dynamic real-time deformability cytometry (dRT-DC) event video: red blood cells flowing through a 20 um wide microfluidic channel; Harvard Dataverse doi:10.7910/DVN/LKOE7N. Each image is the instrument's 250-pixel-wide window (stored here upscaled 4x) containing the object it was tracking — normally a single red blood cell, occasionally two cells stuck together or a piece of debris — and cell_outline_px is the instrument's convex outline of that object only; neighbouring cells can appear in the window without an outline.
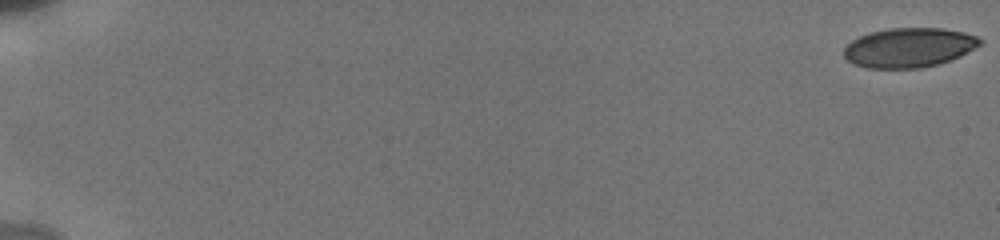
{"species": "human", "species_latin": "Homo sapiens", "temperature_condition": "cold", "stored_images_in_passage": 10, "camera_frame_rate_fps": 3000, "um_per_image_px": 0.085, "donor": {"sex": "male"}, "frame": {"image": 1, "passage_image": 1, "time_ms": 0.0, "image_size_px": [1000, 240], "cell_outline_px": [[984, 44], [952, 60], [920, 68], [868, 68], [856, 64], [848, 60], [844, 56], [844, 48], [852, 40], [868, 32], [888, 28], [944, 28], [964, 32], [976, 36], [984, 40]], "centroid_in_image_um": [77.31, 4.03], "position_along_channel_um": 7.7, "area_um2": 31.5}}
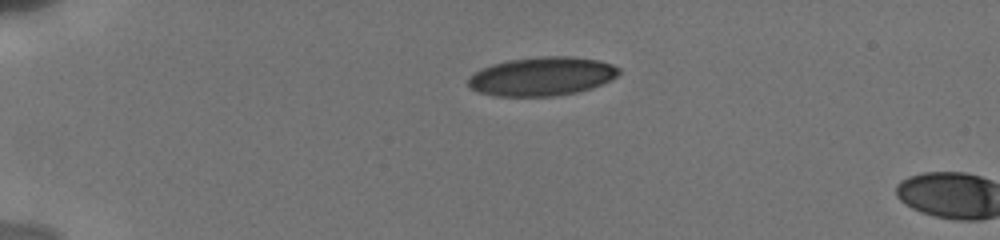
{"frame": {"image": 2, "passage_image": 9, "time_ms": 4.667, "image_size_px": [1000, 240], "cell_outline_px": [[620, 72], [612, 80], [592, 88], [576, 92], [552, 96], [496, 96], [480, 92], [472, 88], [468, 84], [468, 76], [492, 64], [508, 60], [544, 56], [572, 56], [600, 60], [612, 64], [620, 68]], "centroid_in_image_um": [46.1, 6.48], "position_along_channel_um": 38.9, "area_um2": 33.99}}